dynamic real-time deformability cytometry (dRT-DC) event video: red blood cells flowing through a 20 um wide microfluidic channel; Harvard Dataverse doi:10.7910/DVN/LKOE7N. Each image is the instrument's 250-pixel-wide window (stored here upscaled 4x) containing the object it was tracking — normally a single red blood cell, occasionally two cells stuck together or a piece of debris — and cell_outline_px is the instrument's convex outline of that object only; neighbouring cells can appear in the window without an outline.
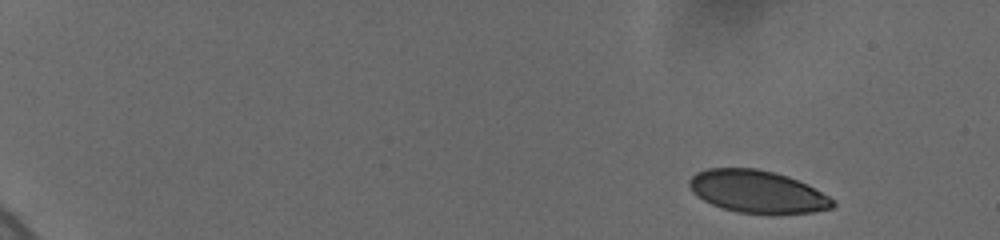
{"species": "human", "species_latin": "Homo sapiens", "temperature_condition": "cold", "stored_images_in_passage": 36, "camera_frame_rate_fps": 3000, "um_per_image_px": 0.085, "donor": {"sex": "female"}, "frame": {"image": 1, "passage_image": 2, "time_ms": 0.667, "image_size_px": [1000, 240], "cell_outline_px": [[836, 204], [832, 208], [812, 212], [736, 212], [712, 204], [704, 200], [692, 192], [688, 184], [688, 180], [696, 172], [708, 168], [756, 168], [788, 176], [836, 200]], "centroid_in_image_um": [64.33, 16.26], "position_along_channel_um": 20.7, "area_um2": 34.74}}
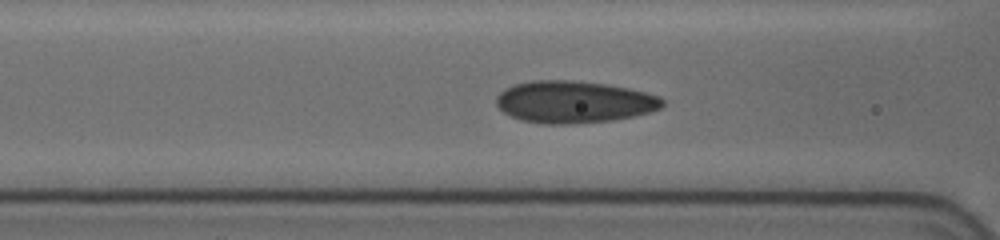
{"frame": {"image": 2, "passage_image": 31, "time_ms": 7.667, "image_size_px": [1000, 240], "cell_outline_px": [[664, 104], [660, 108], [648, 112], [632, 116], [612, 120], [568, 124], [544, 124], [520, 120], [504, 112], [496, 104], [496, 96], [504, 88], [516, 84], [532, 80], [576, 80], [608, 84], [628, 88], [660, 96], [664, 100]], "centroid_in_image_um": [48.77, 8.65], "position_along_channel_um": 117.8, "area_um2": 40.75}}
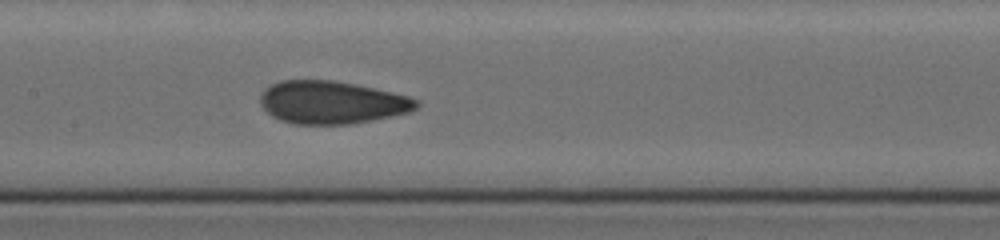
{"frame": {"image": 3, "passage_image": 36, "time_ms": 9.333, "image_size_px": [1000, 240], "cell_outline_px": [[420, 104], [416, 108], [408, 112], [372, 120], [352, 124], [296, 124], [280, 120], [272, 116], [260, 104], [260, 96], [264, 88], [280, 80], [332, 80], [372, 88], [408, 96], [420, 100]], "centroid_in_image_um": [28.17, 8.7], "position_along_channel_um": 179.2, "area_um2": 38.73}}